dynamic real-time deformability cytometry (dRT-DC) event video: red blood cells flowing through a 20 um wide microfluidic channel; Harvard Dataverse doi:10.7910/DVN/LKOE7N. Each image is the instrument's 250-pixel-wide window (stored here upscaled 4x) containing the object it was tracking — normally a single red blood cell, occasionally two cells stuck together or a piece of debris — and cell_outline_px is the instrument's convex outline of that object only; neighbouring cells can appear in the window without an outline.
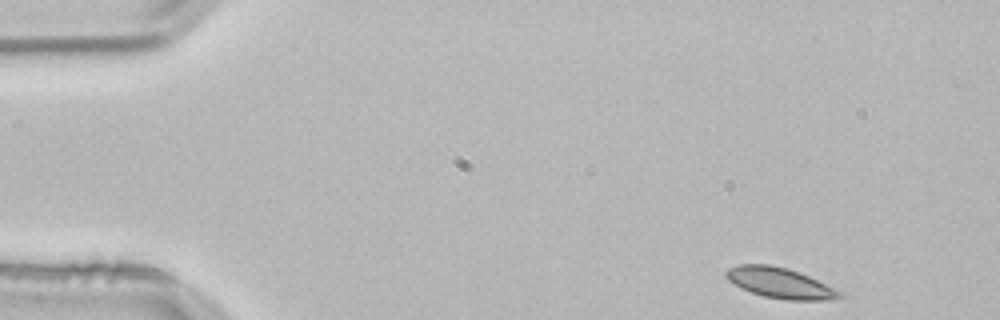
{"species": "common noctule bat (a hibernating species)", "species_latin": "Nyctalus noctula", "temperature_condition": "room temperature", "stored_images_in_passage": 49, "camera_frame_rate_fps": 3000, "um_per_image_px": 0.085, "animal": {"sex": "male", "body_mass_g": 21.5, "forearm_length_mm": 52.0}, "frame": {"image": 1, "passage_image": 1, "time_ms": 0.0, "image_size_px": [1000, 320], "cell_outline_px": [[844, 296], [836, 300], [788, 300], [764, 296], [740, 288], [728, 280], [724, 276], [724, 272], [728, 268], [740, 264], [768, 264], [800, 272], [844, 292]], "centroid_in_image_um": [66.33, 24.06], "position_along_channel_um": 18.7, "area_um2": 20.35}}
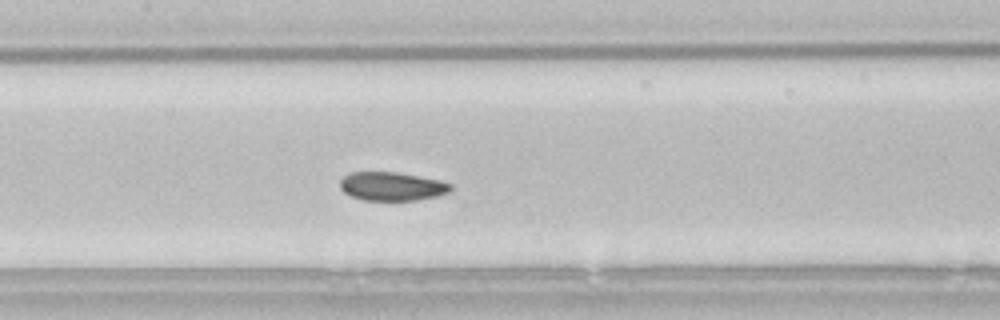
{"frame": {"image": 2, "passage_image": 21, "time_ms": 6.667, "image_size_px": [1000, 320], "cell_outline_px": [[452, 188], [448, 192], [436, 196], [416, 200], [364, 200], [352, 196], [344, 192], [340, 188], [340, 180], [348, 172], [396, 172], [440, 180], [452, 184]], "centroid_in_image_um": [33.3, 15.83], "position_along_channel_um": 174.1, "area_um2": 18.38}}
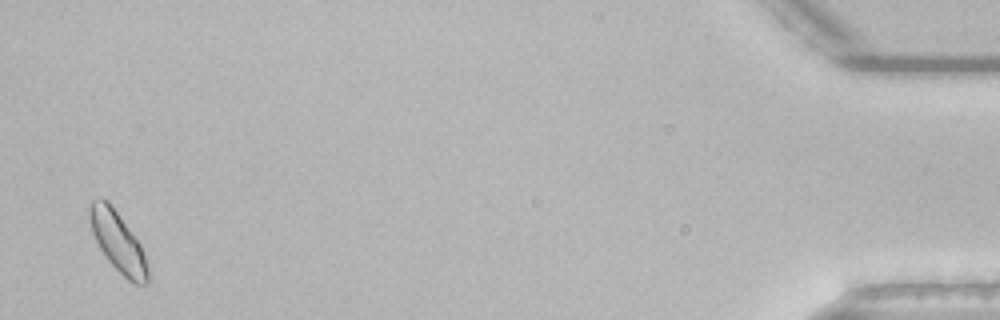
{"frame": {"image": 3, "passage_image": 48, "time_ms": 15.667, "image_size_px": [1000, 320], "cell_outline_px": [[148, 284], [136, 284], [128, 280], [108, 260], [100, 248], [92, 232], [88, 216], [88, 208], [92, 200], [108, 200], [140, 244], [144, 252], [148, 268]], "centroid_in_image_um": [10.02, 20.56], "position_along_channel_um": 425.2, "area_um2": 19.94}, "authors_computed_cell_mechanics": {"area_um2": 19.363, "velocity_mm_per_s": 3.779, "shape_relaxation_time_tau1_ms": 3.2258, "shape_relaxation_time_tau2_ms": null, "deformation_change_tau1": 0.0607, "deformation_change_tau2": null}}